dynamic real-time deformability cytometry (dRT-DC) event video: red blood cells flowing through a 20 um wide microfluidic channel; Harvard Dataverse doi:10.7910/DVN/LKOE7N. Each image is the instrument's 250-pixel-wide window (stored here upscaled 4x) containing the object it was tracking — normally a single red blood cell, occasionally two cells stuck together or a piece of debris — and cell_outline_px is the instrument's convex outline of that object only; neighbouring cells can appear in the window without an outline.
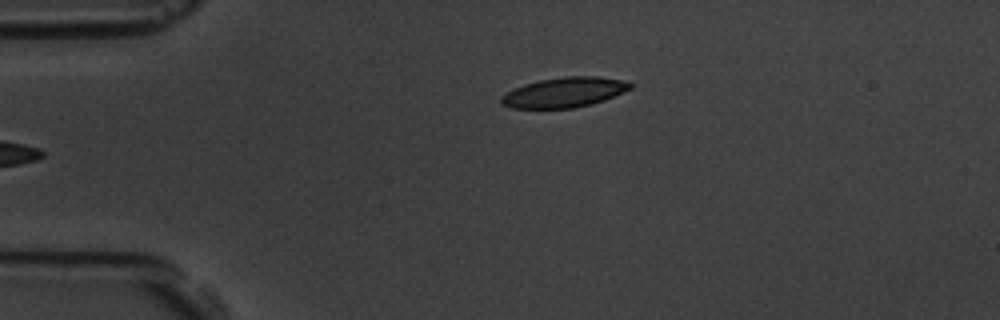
{"species": "common noctule bat (a hibernating species)", "species_latin": "Nyctalus noctula", "temperature_condition": "room temperature", "stored_images_in_passage": 4, "camera_frame_rate_fps": 3000, "um_per_image_px": 0.085, "animal": {"sex": "male", "body_mass_g": 19.5, "forearm_length_mm": 54.6}, "frame": {"image": 1, "passage_image": 4, "time_ms": 4.333, "image_size_px": [1000, 320], "cell_outline_px": [[632, 88], [624, 92], [604, 100], [592, 104], [572, 108], [512, 108], [500, 104], [500, 96], [524, 84], [540, 80], [564, 76], [596, 76], [624, 80], [632, 84]], "centroid_in_image_um": [47.97, 7.85], "position_along_channel_um": 37.0, "area_um2": 22.54}}